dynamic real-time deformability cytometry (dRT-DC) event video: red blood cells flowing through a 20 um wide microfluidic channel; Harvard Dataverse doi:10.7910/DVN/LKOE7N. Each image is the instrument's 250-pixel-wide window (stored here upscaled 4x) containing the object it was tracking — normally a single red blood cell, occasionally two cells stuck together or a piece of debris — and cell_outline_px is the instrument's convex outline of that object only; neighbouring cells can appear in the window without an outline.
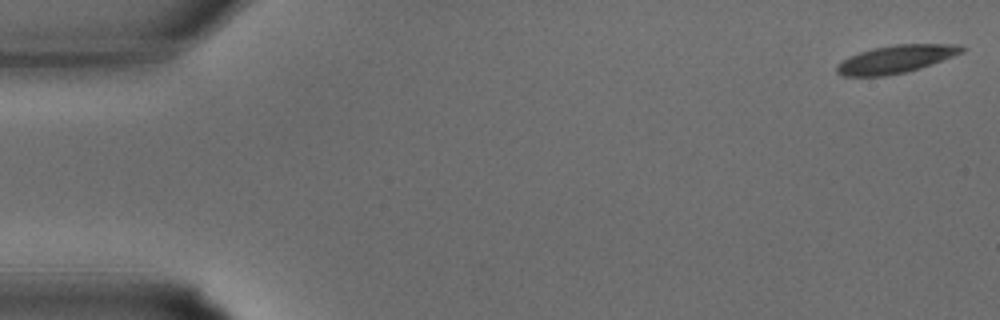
{"species": "common noctule bat (a hibernating species)", "species_latin": "Nyctalus noctula", "temperature_condition": "warm", "stored_images_in_passage": 7, "camera_frame_rate_fps": 3000, "um_per_image_px": 0.085, "animal": {"sex": "male", "body_mass_g": 15.6}, "frame": {"image": 1, "passage_image": 1, "time_ms": 0.0, "image_size_px": [1000, 320], "cell_outline_px": [[968, 48], [964, 52], [932, 64], [920, 68], [904, 72], [884, 76], [844, 76], [836, 72], [836, 64], [848, 56], [860, 52], [876, 48], [896, 44], [960, 44]], "centroid_in_image_um": [76.17, 5.02], "position_along_channel_um": 8.8, "area_um2": 20.29}}